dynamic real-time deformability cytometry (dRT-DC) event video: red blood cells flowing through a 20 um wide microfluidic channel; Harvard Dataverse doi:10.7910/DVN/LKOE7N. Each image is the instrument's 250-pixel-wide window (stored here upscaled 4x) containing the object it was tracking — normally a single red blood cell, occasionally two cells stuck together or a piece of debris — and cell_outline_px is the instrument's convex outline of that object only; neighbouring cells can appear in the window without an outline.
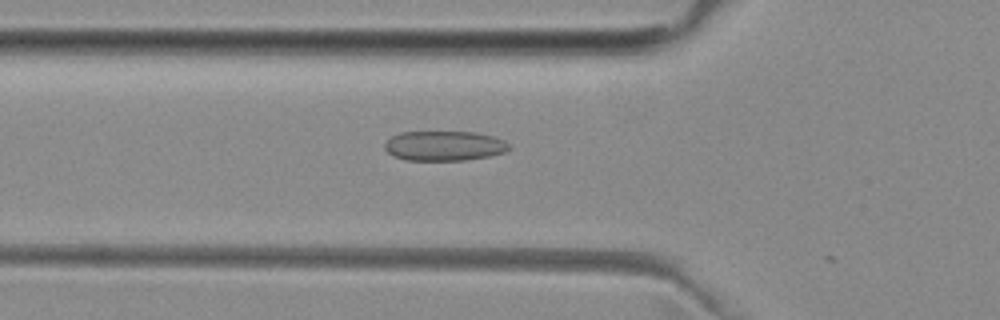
{"species": "common noctule bat (a hibernating species)", "species_latin": "Nyctalus noctula", "temperature_condition": "room temperature", "stored_images_in_passage": 9, "camera_frame_rate_fps": 3000, "um_per_image_px": 0.085, "animal": {"sex": "female", "body_mass_g": 29.2, "forearm_length_mm": 56.3}, "frame": {"image": 1, "passage_image": 2, "time_ms": 0.333, "image_size_px": [1000, 320], "cell_outline_px": [[512, 148], [504, 152], [492, 156], [464, 160], [404, 160], [392, 156], [384, 148], [384, 144], [392, 136], [400, 132], [476, 132], [492, 136], [504, 140]], "centroid_in_image_um": [37.76, 12.4], "position_along_channel_um": 88.0, "area_um2": 21.73}}
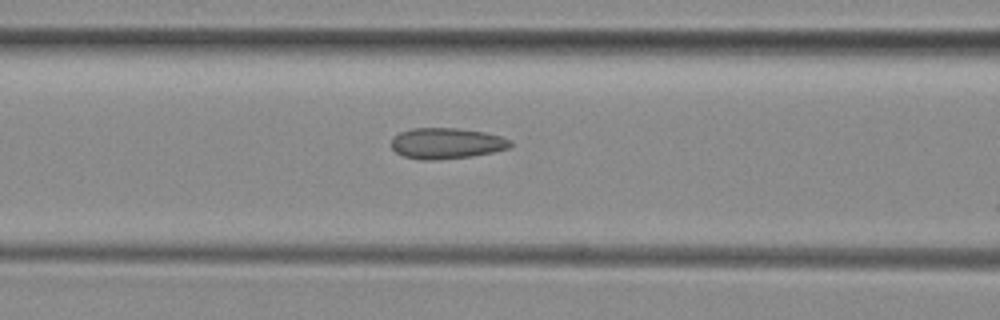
{"frame": {"image": 2, "passage_image": 5, "time_ms": 1.333, "image_size_px": [1000, 320], "cell_outline_px": [[512, 148], [472, 156], [436, 160], [420, 160], [404, 156], [396, 152], [392, 148], [392, 140], [400, 132], [412, 128], [456, 128], [484, 132], [500, 136], [512, 140]], "centroid_in_image_um": [37.99, 12.19], "position_along_channel_um": 128.6, "area_um2": 21.44}}
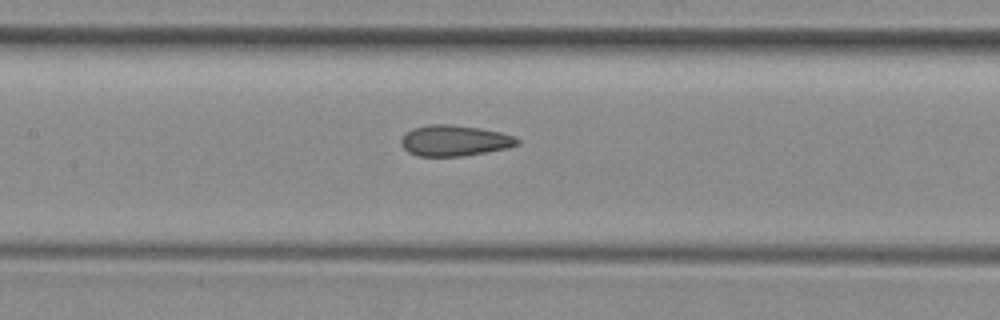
{"frame": {"image": 3, "passage_image": 8, "time_ms": 2.333, "image_size_px": [1000, 320], "cell_outline_px": [[520, 144], [508, 148], [460, 156], [416, 156], [408, 152], [404, 148], [400, 140], [412, 128], [428, 124], [448, 124], [480, 128], [500, 132], [512, 136], [520, 140]], "centroid_in_image_um": [38.63, 11.95], "position_along_channel_um": 168.8, "area_um2": 20.75}}